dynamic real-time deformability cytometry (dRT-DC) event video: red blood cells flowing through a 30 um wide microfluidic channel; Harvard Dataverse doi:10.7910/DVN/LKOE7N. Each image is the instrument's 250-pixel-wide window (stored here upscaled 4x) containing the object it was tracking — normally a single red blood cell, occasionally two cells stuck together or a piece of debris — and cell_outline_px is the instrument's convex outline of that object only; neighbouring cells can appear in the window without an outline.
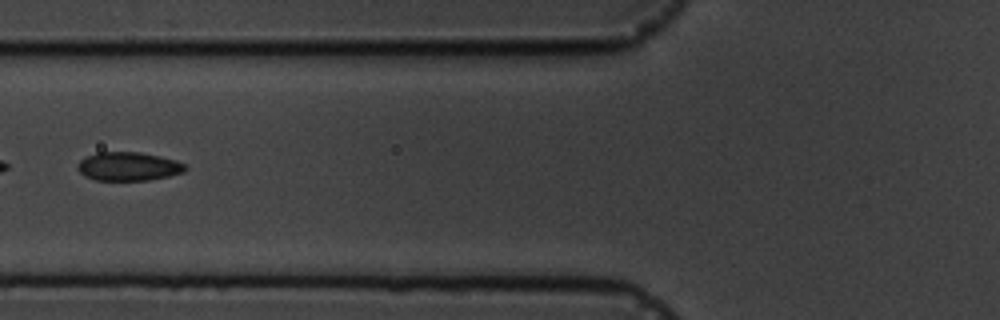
{"species": "common noctule bat (a hibernating species)", "species_latin": "Nyctalus noctula", "temperature_condition": "cold", "stored_images_in_passage": 4, "camera_frame_rate_fps": 3000, "um_per_image_px": 0.085, "animal": {"sex": "male", "body_mass_g": 19.5, "forearm_length_mm": 54.6}, "frame": {"image": 1, "passage_image": 4, "time_ms": 3.333, "image_size_px": [1000, 320], "cell_outline_px": [[188, 168], [184, 172], [168, 176], [148, 180], [96, 180], [84, 176], [76, 168], [76, 164], [84, 156], [96, 152], [140, 152], [160, 156], [176, 160], [184, 164]], "centroid_in_image_um": [10.88, 14.14], "position_along_channel_um": 114.9, "area_um2": 18.15}}